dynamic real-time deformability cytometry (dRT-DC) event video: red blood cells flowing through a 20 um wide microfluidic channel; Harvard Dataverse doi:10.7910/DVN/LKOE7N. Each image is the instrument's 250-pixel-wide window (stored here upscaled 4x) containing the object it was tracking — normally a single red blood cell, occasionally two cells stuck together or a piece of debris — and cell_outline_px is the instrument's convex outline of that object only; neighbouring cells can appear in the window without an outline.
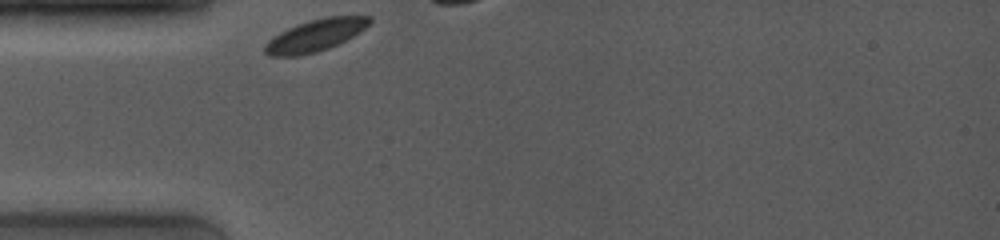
{"species": "common noctule bat (a hibernating species)", "species_latin": "Nyctalus noctula", "temperature_condition": "room temperature", "stored_images_in_passage": 6, "camera_frame_rate_fps": 4000, "um_per_image_px": 0.085, "animal": {"sex": "female", "body_mass_g": 19.0, "forearm_length_mm": 53.3}, "frame": {"image": 1, "passage_image": 1, "time_ms": 0.0, "image_size_px": [1000, 240], "cell_outline_px": [[372, 20], [364, 28], [352, 36], [328, 48], [316, 52], [296, 56], [268, 56], [264, 52], [264, 44], [272, 36], [288, 28], [324, 16], [372, 16]], "centroid_in_image_um": [26.76, 3.01], "position_along_channel_um": 58.2, "area_um2": 19.19}}